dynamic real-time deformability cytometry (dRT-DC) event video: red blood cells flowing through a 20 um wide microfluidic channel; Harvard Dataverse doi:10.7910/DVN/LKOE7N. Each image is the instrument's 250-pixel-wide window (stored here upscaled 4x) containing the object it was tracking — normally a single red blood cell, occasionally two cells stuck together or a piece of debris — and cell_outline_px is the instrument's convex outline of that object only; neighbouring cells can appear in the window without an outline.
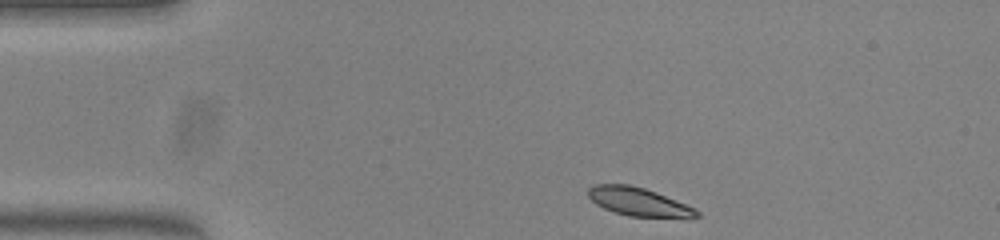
{"species": "common noctule bat (a hibernating species)", "species_latin": "Nyctalus noctula", "temperature_condition": "warm", "stored_images_in_passage": 43, "camera_frame_rate_fps": 3000, "um_per_image_px": 0.085, "animal": {"sex": "female", "body_mass_g": 23.0, "forearm_length_mm": 53.4}, "frame": {"image": 1, "passage_image": 1, "time_ms": 0.0, "image_size_px": [1000, 240], "cell_outline_px": [[700, 216], [688, 220], [628, 216], [604, 208], [596, 204], [588, 196], [588, 188], [596, 184], [628, 184], [644, 188], [656, 192], [684, 204], [700, 212]], "centroid_in_image_um": [54.35, 17.2], "position_along_channel_um": 30.7, "area_um2": 18.26}}
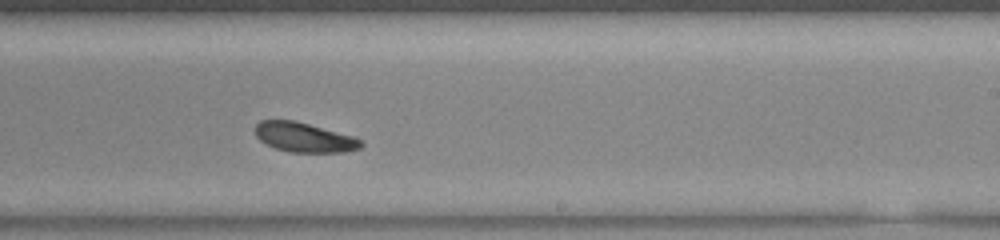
{"frame": {"image": 2, "passage_image": 23, "time_ms": 7.333, "image_size_px": [1000, 240], "cell_outline_px": [[364, 144], [360, 148], [344, 152], [288, 152], [276, 148], [260, 140], [256, 136], [256, 124], [260, 120], [292, 120], [308, 124], [352, 136], [360, 140]], "centroid_in_image_um": [25.84, 11.68], "position_along_channel_um": 263.2, "area_um2": 17.92}}
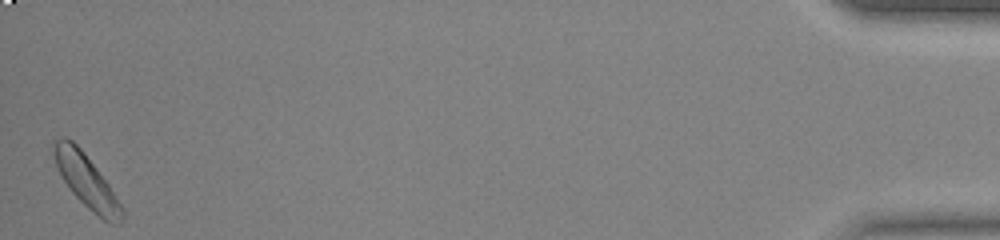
{"frame": {"image": 3, "passage_image": 43, "time_ms": 14.0, "image_size_px": [1000, 240], "cell_outline_px": [[124, 220], [120, 224], [108, 224], [92, 212], [72, 192], [64, 180], [56, 164], [52, 152], [52, 144], [60, 136], [64, 136], [72, 140], [84, 152], [108, 184], [124, 208]], "centroid_in_image_um": [7.37, 15.42], "position_along_channel_um": 427.8, "area_um2": 21.04}, "authors_computed_cell_mechanics": {"area_um2": 19.0162, "velocity_mm_per_s": 3.9029, "shape_relaxation_time_tau1_ms": 4.7003, "shape_relaxation_time_tau2_ms": null, "deformation_change_tau1": 0.1466, "deformation_change_tau2": null}}